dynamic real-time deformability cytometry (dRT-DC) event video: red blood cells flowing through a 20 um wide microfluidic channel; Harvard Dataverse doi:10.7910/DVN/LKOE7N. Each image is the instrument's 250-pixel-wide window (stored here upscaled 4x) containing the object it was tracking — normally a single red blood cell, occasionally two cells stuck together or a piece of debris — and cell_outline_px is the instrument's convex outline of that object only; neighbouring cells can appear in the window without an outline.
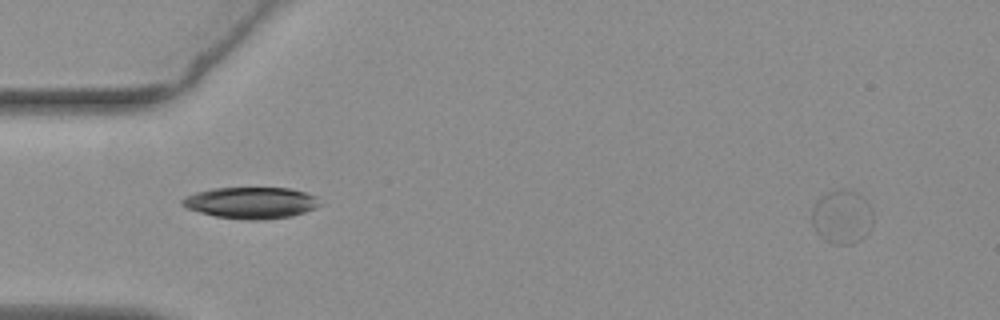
{"species": "common noctule bat (a hibernating species)", "species_latin": "Nyctalus noctula", "temperature_condition": "warm", "stored_images_in_passage": 56, "camera_frame_rate_fps": 3000, "um_per_image_px": 0.085, "animal": {"sex": "female", "body_mass_g": 19.3, "forearm_length_mm": 54.1}, "frame": {"image": 1, "passage_image": 4, "time_ms": 1.0, "image_size_px": [1000, 320], "cell_outline_px": [[872, 224], [868, 232], [860, 240], [852, 244], [832, 244], [820, 236], [816, 232], [812, 224], [812, 208], [816, 200], [824, 192], [844, 188], [848, 188], [864, 196], [868, 200], [872, 208]], "centroid_in_image_um": [71.57, 18.39], "position_along_channel_um": 13.4, "area_um2": 19.71}}
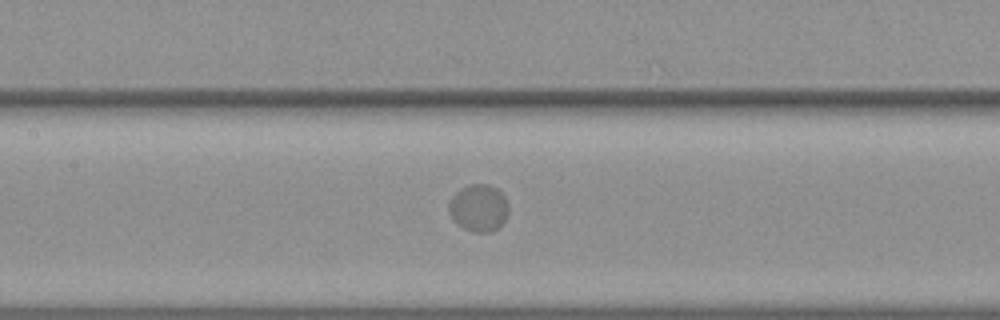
{"frame": {"image": 2, "passage_image": 26, "time_ms": 8.333, "image_size_px": [1000, 320], "cell_outline_px": [[508, 212], [500, 228], [492, 232], [472, 232], [464, 228], [448, 212], [448, 204], [452, 196], [460, 188], [468, 184], [488, 184], [496, 188], [504, 196], [508, 204]], "centroid_in_image_um": [40.7, 17.67], "position_along_channel_um": 166.7, "area_um2": 16.42}}
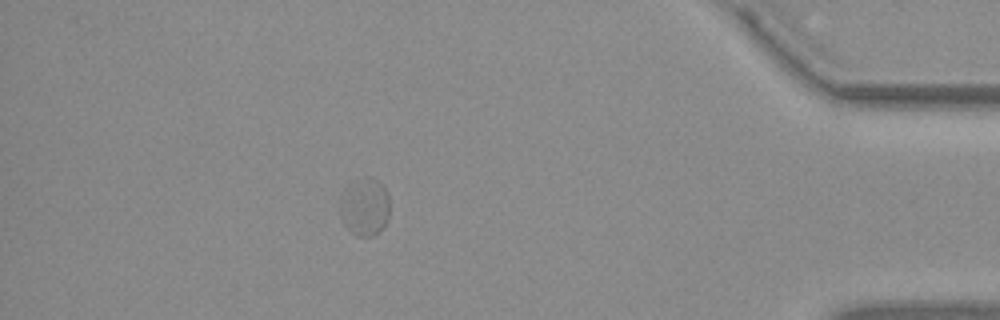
{"frame": {"image": 3, "passage_image": 49, "time_ms": 16.0, "image_size_px": [1000, 320], "cell_outline_px": [[388, 220], [380, 232], [372, 236], [356, 236], [340, 220], [340, 196], [344, 188], [352, 180], [368, 176], [376, 180], [388, 192]], "centroid_in_image_um": [30.97, 17.57], "position_along_channel_um": 404.2, "area_um2": 17.05}, "authors_computed_cell_mechanics": {"area_um2": 17.051, "velocity_mm_per_s": 3.7149, "shape_relaxation_time_tau1_ms": 0.6551, "shape_relaxation_time_tau2_ms": null, "deformation_change_tau1": 0.0165, "deformation_change_tau2": null}}